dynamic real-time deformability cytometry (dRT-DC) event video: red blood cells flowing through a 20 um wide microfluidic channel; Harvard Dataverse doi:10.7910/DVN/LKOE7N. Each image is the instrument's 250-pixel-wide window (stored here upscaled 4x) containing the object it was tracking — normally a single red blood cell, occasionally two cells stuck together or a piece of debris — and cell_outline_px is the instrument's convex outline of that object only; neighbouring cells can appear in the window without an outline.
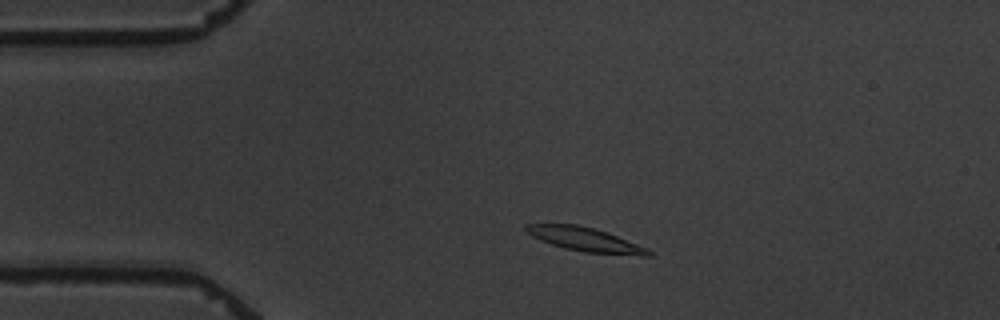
{"species": "common noctule bat (a hibernating species)", "species_latin": "Nyctalus noctula", "temperature_condition": "warm", "stored_images_in_passage": 3, "camera_frame_rate_fps": 3000, "um_per_image_px": 0.085, "animal": {"sex": "male", "body_mass_g": 19.5, "forearm_length_mm": 54.6}, "frame": {"image": 1, "passage_image": 2, "time_ms": 1.0, "image_size_px": [1000, 320], "cell_outline_px": [[652, 256], [640, 256], [584, 252], [564, 248], [540, 240], [532, 236], [524, 228], [524, 224], [576, 224], [608, 232], [648, 248], [652, 252]], "centroid_in_image_um": [49.79, 20.36], "position_along_channel_um": 35.2, "area_um2": 17.11}}